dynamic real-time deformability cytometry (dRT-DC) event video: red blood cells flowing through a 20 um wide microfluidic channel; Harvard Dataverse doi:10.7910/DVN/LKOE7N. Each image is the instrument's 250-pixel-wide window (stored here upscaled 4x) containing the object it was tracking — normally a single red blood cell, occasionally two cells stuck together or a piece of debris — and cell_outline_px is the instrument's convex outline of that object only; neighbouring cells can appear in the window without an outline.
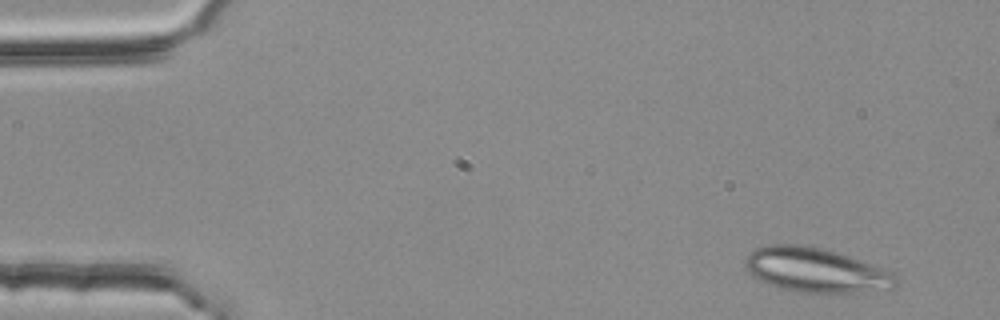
{"species": "common noctule bat (a hibernating species)", "species_latin": "Nyctalus noctula", "temperature_condition": "room temperature", "stored_images_in_passage": 4, "camera_frame_rate_fps": 3000, "um_per_image_px": 0.085, "animal": {"sex": "female", "body_mass_g": 25.1}, "frame": {"image": 1, "passage_image": 1, "time_ms": 0.0, "image_size_px": [1000, 320], "cell_outline_px": [[900, 280], [896, 288], [852, 292], [800, 292], [780, 288], [760, 280], [744, 264], [744, 260], [756, 248], [768, 244], [796, 244], [820, 248], [840, 252], [888, 268]], "centroid_in_image_um": [69.45, 22.94], "position_along_channel_um": 15.5, "area_um2": 39.07}}